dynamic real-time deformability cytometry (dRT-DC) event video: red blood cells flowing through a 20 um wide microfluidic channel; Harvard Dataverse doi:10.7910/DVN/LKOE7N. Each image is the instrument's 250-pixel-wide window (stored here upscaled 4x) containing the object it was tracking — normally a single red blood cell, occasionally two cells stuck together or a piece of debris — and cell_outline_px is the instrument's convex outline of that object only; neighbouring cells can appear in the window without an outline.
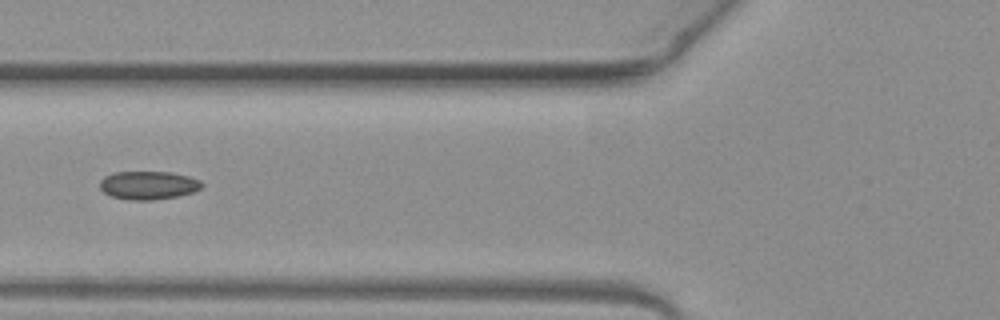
{"species": "common noctule bat (a hibernating species)", "species_latin": "Nyctalus noctula", "temperature_condition": "warm", "stored_images_in_passage": 51, "segment_of_instrument_passage": [2, 2], "camera_frame_rate_fps": 3000, "um_per_image_px": 0.085, "animal": {"sex": "female", "body_mass_g": 19.3, "forearm_length_mm": 54.1}, "frame": {"image": 1, "passage_image": 20, "time_ms": 6.333, "image_size_px": [1000, 320], "cell_outline_px": [[204, 184], [200, 188], [192, 192], [180, 196], [152, 200], [128, 200], [112, 196], [104, 192], [100, 188], [100, 180], [104, 176], [112, 172], [172, 172], [188, 176], [200, 180]], "centroid_in_image_um": [12.6, 15.74], "position_along_channel_um": 113.2, "area_um2": 16.94}}
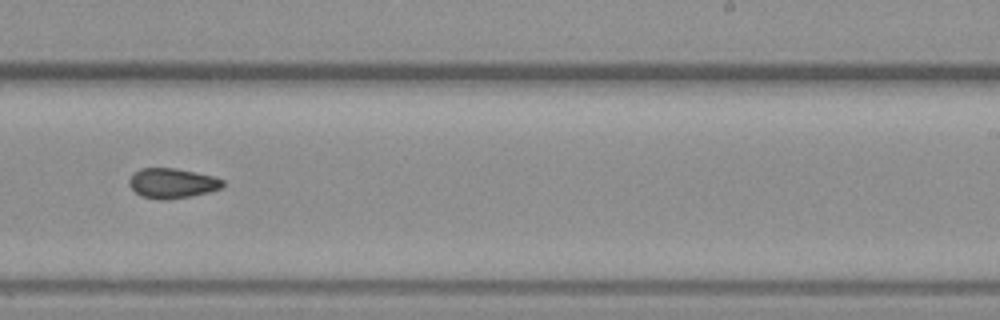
{"frame": {"image": 2, "passage_image": 32, "time_ms": 10.333, "image_size_px": [1000, 320], "cell_outline_px": [[224, 184], [220, 188], [208, 192], [188, 196], [164, 200], [156, 200], [140, 196], [128, 184], [128, 180], [140, 168], [176, 168], [212, 176], [224, 180]], "centroid_in_image_um": [14.6, 15.58], "position_along_channel_um": 274.4, "area_um2": 16.18}}
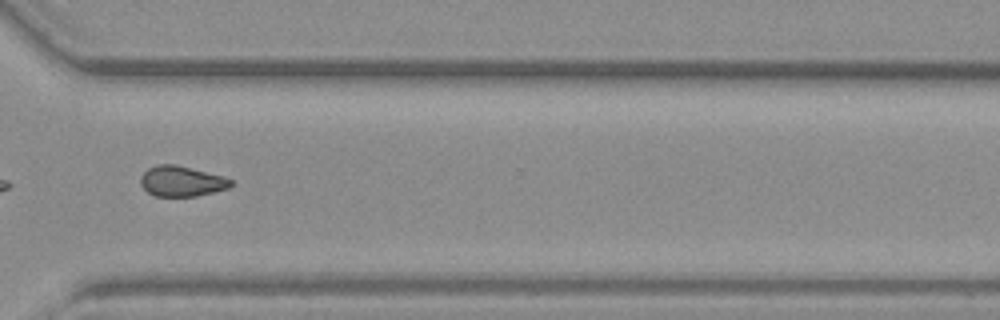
{"frame": {"image": 3, "passage_image": 38, "time_ms": 12.333, "image_size_px": [1000, 320], "cell_outline_px": [[236, 180], [228, 188], [196, 196], [156, 196], [148, 192], [140, 184], [140, 176], [148, 168], [156, 164], [176, 164], [224, 176]], "centroid_in_image_um": [15.45, 15.39], "position_along_channel_um": 355.2, "area_um2": 16.13}}